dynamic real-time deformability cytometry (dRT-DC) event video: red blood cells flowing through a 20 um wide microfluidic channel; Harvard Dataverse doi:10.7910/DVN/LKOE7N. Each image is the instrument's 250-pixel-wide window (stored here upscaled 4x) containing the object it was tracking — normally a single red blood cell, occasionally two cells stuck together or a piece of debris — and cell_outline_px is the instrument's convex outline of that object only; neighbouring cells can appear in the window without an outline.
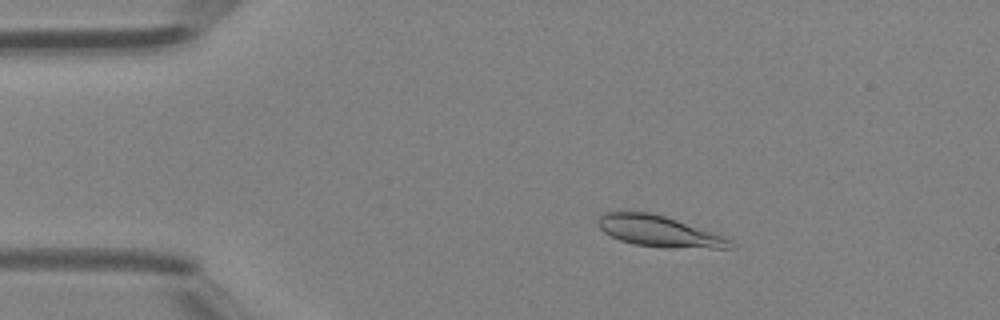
{"species": "Egyptian fruit bat (a non-hibernating species)", "species_latin": "Rousettus aegyptiacus", "temperature_condition": "room temperature", "stored_images_in_passage": 39, "camera_frame_rate_fps": 3000, "um_per_image_px": 0.085, "animal": {"sex": "female"}, "frame": {"image": 1, "passage_image": 8, "time_ms": 2.333, "image_size_px": [1000, 320], "cell_outline_px": [[736, 248], [664, 248], [636, 244], [620, 240], [604, 232], [600, 228], [596, 220], [604, 212], [648, 212], [664, 216], [724, 236], [732, 240], [736, 244]], "centroid_in_image_um": [56.05, 19.67], "position_along_channel_um": 28.9, "area_um2": 23.81}}
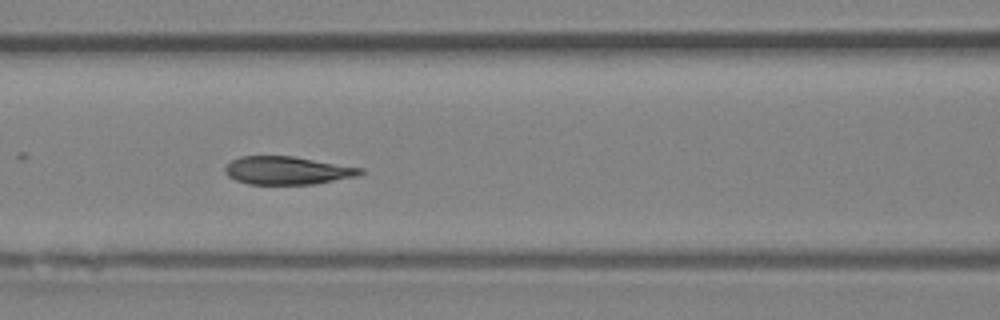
{"frame": {"image": 2, "passage_image": 20, "time_ms": 6.333, "image_size_px": [1000, 320], "cell_outline_px": [[364, 172], [360, 176], [316, 184], [248, 184], [236, 180], [228, 176], [224, 172], [224, 168], [232, 160], [240, 156], [292, 156], [364, 168]], "centroid_in_image_um": [24.45, 14.49], "position_along_channel_um": 142.1, "area_um2": 22.25}}
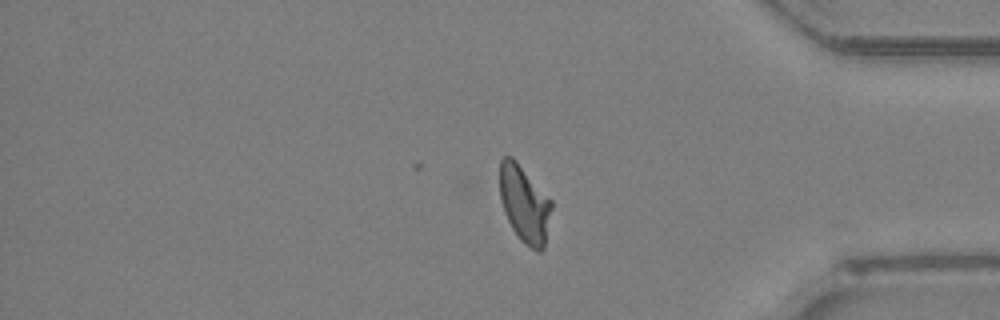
{"frame": {"image": 3, "passage_image": 39, "time_ms": 12.667, "image_size_px": [1000, 320], "cell_outline_px": [[552, 208], [544, 248], [540, 252], [536, 252], [524, 244], [520, 240], [512, 228], [504, 212], [500, 200], [500, 160], [504, 156], [512, 156], [516, 160], [552, 200]], "centroid_in_image_um": [44.58, 17.35], "position_along_channel_um": 390.6, "area_um2": 23.41}, "authors_computed_cell_mechanics": {"area_um2": 23.12, "velocity_mm_per_s": 4.2542, "shape_relaxation_time_tau1_ms": 5.9737, "shape_relaxation_time_tau2_ms": 1.6808, "deformation_change_tau1": 0.1731, "deformation_change_tau2": 0.0445}}